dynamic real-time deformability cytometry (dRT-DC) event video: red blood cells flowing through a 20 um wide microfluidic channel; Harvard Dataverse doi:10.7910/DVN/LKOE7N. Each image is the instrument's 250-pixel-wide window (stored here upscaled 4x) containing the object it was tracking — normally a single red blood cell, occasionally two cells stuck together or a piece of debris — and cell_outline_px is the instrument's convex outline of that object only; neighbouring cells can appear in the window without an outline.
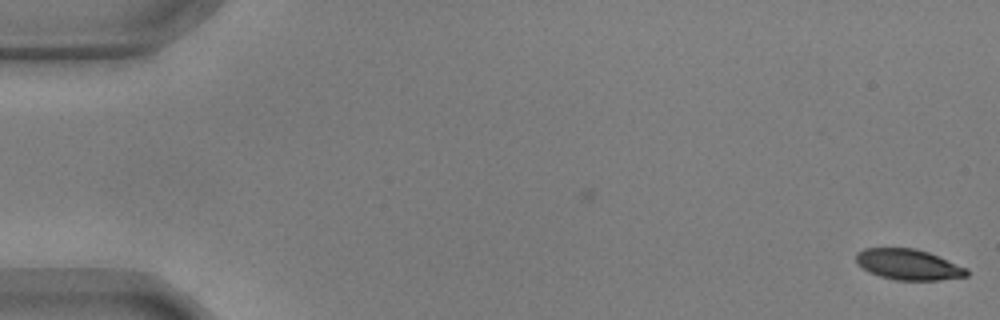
{"species": "common noctule bat (a hibernating species)", "species_latin": "Nyctalus noctula", "temperature_condition": "warm", "stored_images_in_passage": 6, "camera_frame_rate_fps": 3000, "um_per_image_px": 0.085, "animal": {"sex": "male", "body_mass_g": 17.9, "forearm_length_mm": 54.2}, "frame": {"image": 1, "passage_image": 6, "time_ms": 1.667, "image_size_px": [1000, 320], "cell_outline_px": [[968, 276], [940, 280], [896, 280], [880, 276], [868, 272], [856, 264], [856, 252], [864, 248], [916, 248], [928, 252], [968, 268]], "centroid_in_image_um": [77.2, 22.48], "position_along_channel_um": 7.8, "area_um2": 19.94}}